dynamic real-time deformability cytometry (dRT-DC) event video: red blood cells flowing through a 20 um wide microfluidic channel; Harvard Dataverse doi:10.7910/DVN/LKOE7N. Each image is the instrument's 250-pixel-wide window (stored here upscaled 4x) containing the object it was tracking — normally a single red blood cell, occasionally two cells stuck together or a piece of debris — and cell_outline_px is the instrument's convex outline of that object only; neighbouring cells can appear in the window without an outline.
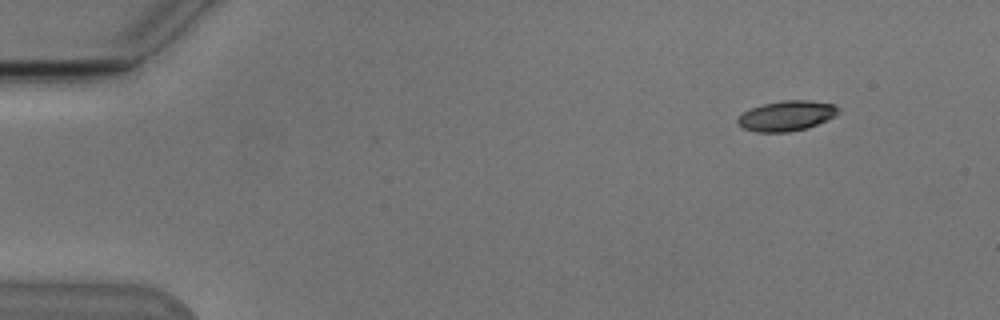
{"species": "Egyptian fruit bat (a non-hibernating species)", "species_latin": "Rousettus aegyptiacus", "temperature_condition": "cold", "stored_images_in_passage": 2, "camera_frame_rate_fps": 3000, "um_per_image_px": 0.085, "animal": {"sex": "male"}, "frame": {"image": 1, "passage_image": 2, "time_ms": 2.333, "image_size_px": [1000, 320], "cell_outline_px": [[836, 116], [816, 124], [804, 128], [788, 132], [756, 132], [744, 128], [736, 120], [744, 112], [752, 108], [764, 104], [784, 100], [808, 100], [836, 104]], "centroid_in_image_um": [66.85, 9.84], "position_along_channel_um": 18.1, "area_um2": 17.28}}